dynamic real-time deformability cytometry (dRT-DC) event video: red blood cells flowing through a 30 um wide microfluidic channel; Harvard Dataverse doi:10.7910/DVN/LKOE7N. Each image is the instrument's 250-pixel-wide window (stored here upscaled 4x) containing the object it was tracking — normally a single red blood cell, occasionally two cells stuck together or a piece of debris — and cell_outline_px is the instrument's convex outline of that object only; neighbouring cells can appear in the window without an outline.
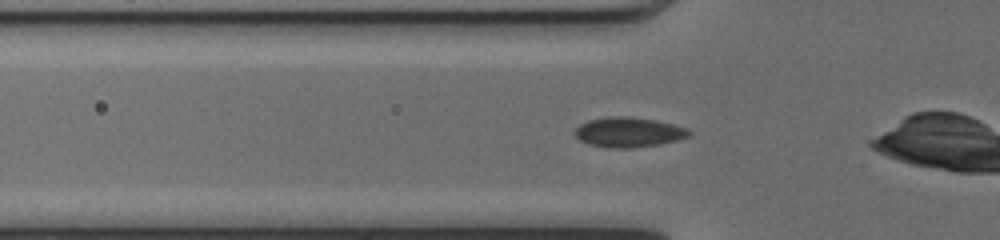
{"species": "common noctule bat (a hibernating species)", "species_latin": "Nyctalus noctula", "temperature_condition": "cold", "stored_images_in_passage": 34, "camera_frame_rate_fps": 3000, "um_per_image_px": 0.085, "animal": {"sex": "female", "body_mass_g": 17.0, "forearm_length_mm": 48.0}, "frame": {"image": 1, "passage_image": 5, "time_ms": 1.333, "image_size_px": [1000, 240], "cell_outline_px": [[692, 132], [688, 136], [676, 140], [660, 144], [632, 148], [608, 148], [588, 144], [580, 140], [572, 132], [580, 124], [588, 120], [608, 116], [628, 116], [656, 120], [688, 128]], "centroid_in_image_um": [53.4, 11.23], "position_along_channel_um": 72.4, "area_um2": 20.06}}
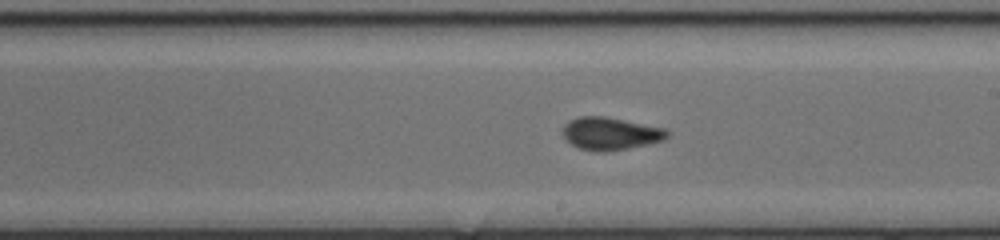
{"frame": {"image": 2, "passage_image": 17, "time_ms": 5.333, "image_size_px": [1000, 240], "cell_outline_px": [[672, 132], [664, 140], [648, 144], [624, 148], [580, 148], [572, 144], [560, 132], [564, 124], [568, 120], [580, 116], [604, 116], [664, 128]], "centroid_in_image_um": [51.9, 11.29], "position_along_channel_um": 237.1, "area_um2": 19.07}}
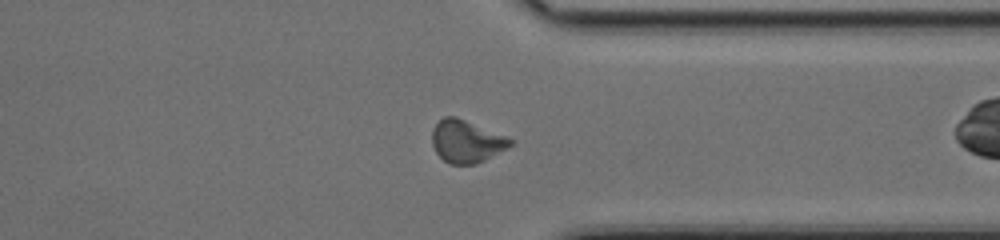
{"frame": {"image": 3, "passage_image": 27, "time_ms": 8.667, "image_size_px": [1000, 240], "cell_outline_px": [[512, 144], [508, 148], [476, 164], [448, 164], [436, 152], [432, 144], [432, 128], [444, 116], [456, 116], [504, 136], [512, 140]], "centroid_in_image_um": [39.61, 12.02], "position_along_channel_um": 371.8, "area_um2": 19.13}, "authors_computed_cell_mechanics": {"area_um2": 19.2474, "velocity_mm_per_s": 4.1011, "shape_relaxation_time_tau1_ms": null, "shape_relaxation_time_tau2_ms": 1.3361, "deformation_change_tau1": null, "deformation_change_tau2": 0.0429}}